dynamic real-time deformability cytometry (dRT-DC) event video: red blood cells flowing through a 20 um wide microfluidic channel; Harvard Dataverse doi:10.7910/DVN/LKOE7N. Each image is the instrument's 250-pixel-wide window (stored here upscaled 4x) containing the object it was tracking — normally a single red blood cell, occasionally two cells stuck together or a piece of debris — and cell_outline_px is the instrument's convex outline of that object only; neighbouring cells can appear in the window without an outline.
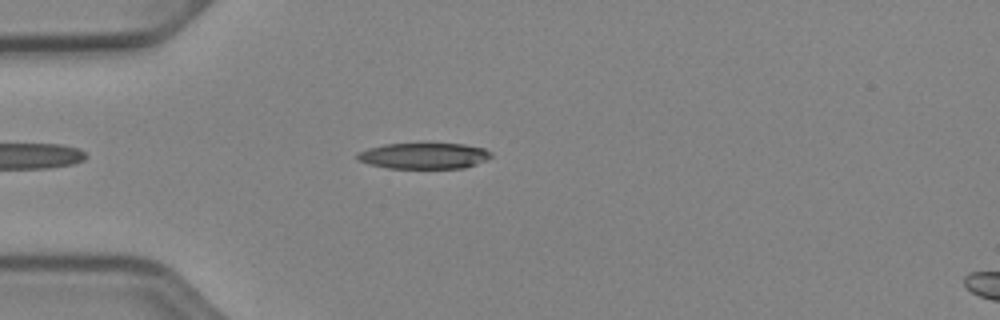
{"species": "Egyptian fruit bat (a non-hibernating species)", "species_latin": "Rousettus aegyptiacus", "temperature_condition": "cold", "stored_images_in_passage": 43, "camera_frame_rate_fps": 3000, "um_per_image_px": 0.085, "animal": {"sex": "female"}, "frame": {"image": 1, "passage_image": 6, "time_ms": 1.667, "image_size_px": [1000, 320], "cell_outline_px": [[492, 156], [488, 160], [464, 168], [388, 168], [368, 164], [356, 160], [356, 152], [368, 148], [384, 144], [464, 144], [484, 148], [492, 152]], "centroid_in_image_um": [36.02, 13.25], "position_along_channel_um": 49.0, "area_um2": 20.4}}
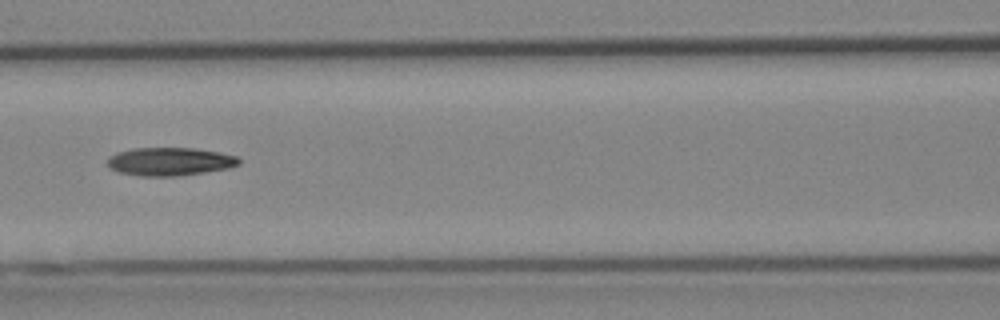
{"frame": {"image": 2, "passage_image": 15, "time_ms": 4.667, "image_size_px": [1000, 320], "cell_outline_px": [[240, 164], [228, 168], [204, 172], [176, 176], [140, 176], [120, 172], [108, 168], [108, 156], [116, 152], [132, 148], [192, 148], [220, 152], [236, 156], [240, 160]], "centroid_in_image_um": [14.4, 13.72], "position_along_channel_um": 152.2, "area_um2": 21.62}}
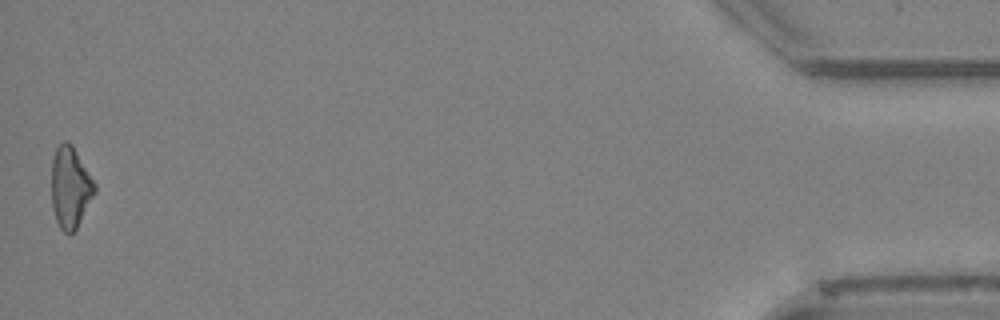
{"frame": {"image": 3, "passage_image": 43, "time_ms": 14.0, "image_size_px": [1000, 320], "cell_outline_px": [[96, 192], [76, 228], [68, 236], [60, 228], [56, 220], [52, 208], [52, 156], [56, 148], [64, 140], [72, 144], [96, 184]], "centroid_in_image_um": [5.97, 15.92], "position_along_channel_um": 429.2, "area_um2": 20.46}}